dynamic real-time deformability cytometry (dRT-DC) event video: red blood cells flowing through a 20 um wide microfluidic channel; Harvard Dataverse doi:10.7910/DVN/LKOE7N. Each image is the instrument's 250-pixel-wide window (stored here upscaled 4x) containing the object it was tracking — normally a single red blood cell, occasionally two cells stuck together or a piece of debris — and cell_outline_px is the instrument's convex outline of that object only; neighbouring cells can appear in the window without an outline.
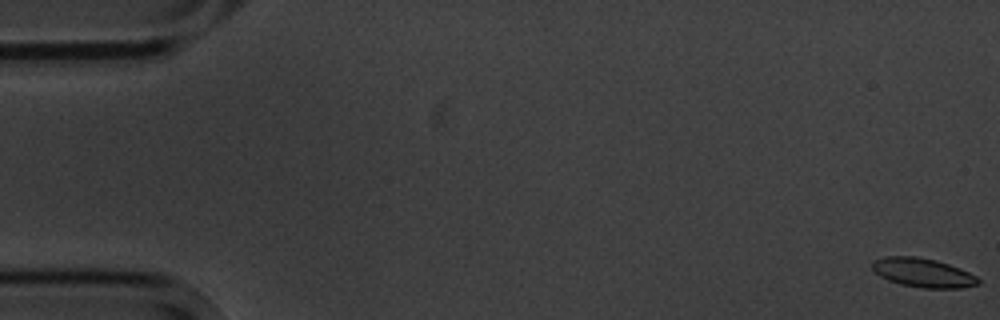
{"species": "common noctule bat (a hibernating species)", "species_latin": "Nyctalus noctula", "temperature_condition": "cold", "stored_images_in_passage": 6, "camera_frame_rate_fps": 3000, "um_per_image_px": 0.085, "animal": {"sex": "male", "body_mass_g": 20.1, "forearm_length_mm": 53.5}, "frame": {"image": 1, "passage_image": 1, "time_ms": 0.0, "image_size_px": [1000, 320], "cell_outline_px": [[980, 284], [960, 288], [924, 288], [900, 284], [888, 280], [880, 276], [872, 268], [872, 260], [884, 256], [916, 256], [936, 260], [960, 268], [976, 276], [980, 280]], "centroid_in_image_um": [78.44, 23.17], "position_along_channel_um": 6.6, "area_um2": 17.98}}
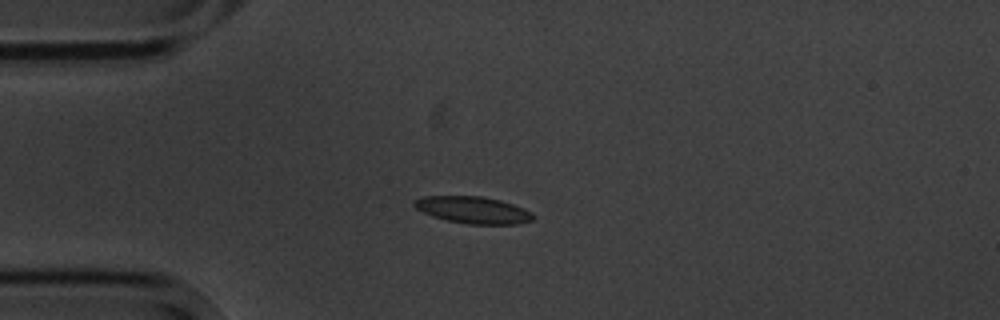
{"frame": {"image": 2, "passage_image": 5, "time_ms": 4.667, "image_size_px": [1000, 320], "cell_outline_px": [[536, 216], [532, 220], [516, 224], [468, 224], [448, 220], [432, 216], [416, 208], [412, 204], [412, 200], [424, 196], [480, 196], [500, 200], [524, 208], [532, 212]], "centroid_in_image_um": [40.21, 17.84], "position_along_channel_um": 44.8, "area_um2": 18.61}}